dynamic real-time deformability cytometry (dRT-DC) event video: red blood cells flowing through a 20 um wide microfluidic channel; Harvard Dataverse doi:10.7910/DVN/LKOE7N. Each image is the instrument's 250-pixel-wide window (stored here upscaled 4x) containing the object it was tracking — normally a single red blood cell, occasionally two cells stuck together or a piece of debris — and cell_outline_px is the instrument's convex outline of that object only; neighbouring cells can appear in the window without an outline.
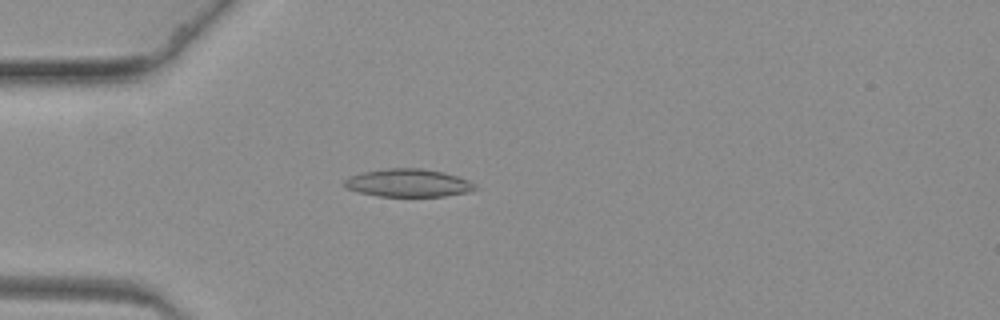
{"species": "common noctule bat (a hibernating species)", "species_latin": "Nyctalus noctula", "temperature_condition": "warm", "stored_images_in_passage": 62, "camera_frame_rate_fps": 3000, "um_per_image_px": 0.085, "animal": {"sex": "female", "body_mass_g": 19.3, "forearm_length_mm": 54.1}, "frame": {"image": 1, "passage_image": 17, "time_ms": 5.333, "image_size_px": [1000, 320], "cell_outline_px": [[480, 188], [472, 192], [444, 196], [380, 196], [356, 192], [344, 188], [344, 180], [348, 176], [364, 172], [388, 168], [420, 168], [444, 172], [468, 180], [476, 184]], "centroid_in_image_um": [34.72, 15.56], "position_along_channel_um": 50.3, "area_um2": 21.5}}
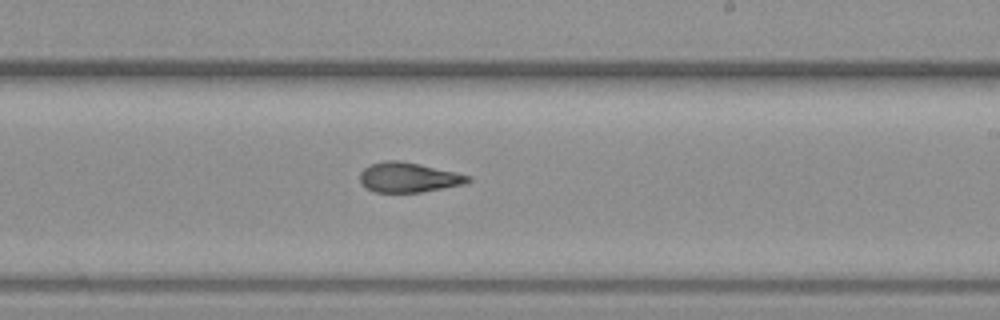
{"frame": {"image": 2, "passage_image": 37, "time_ms": 12.0, "image_size_px": [1000, 320], "cell_outline_px": [[472, 180], [468, 184], [420, 192], [372, 192], [360, 184], [360, 172], [364, 168], [372, 164], [384, 160], [400, 160], [420, 164], [456, 172], [472, 176]], "centroid_in_image_um": [34.75, 15.08], "position_along_channel_um": 254.3, "area_um2": 19.07}}
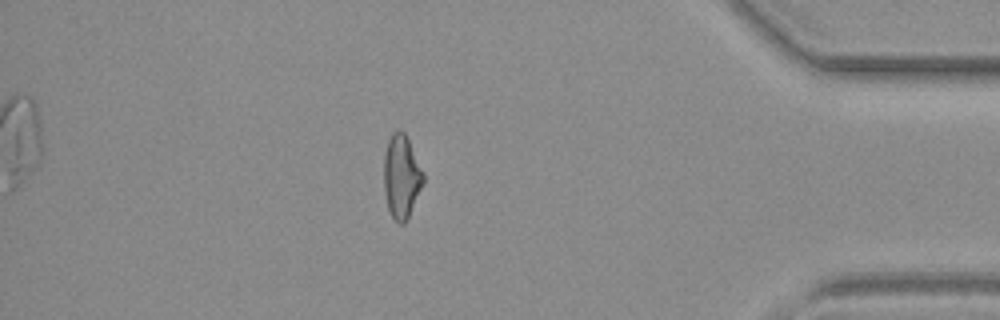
{"frame": {"image": 3, "passage_image": 54, "time_ms": 17.667, "image_size_px": [1000, 320], "cell_outline_px": [[424, 184], [408, 220], [404, 224], [396, 224], [388, 208], [384, 192], [384, 152], [388, 140], [392, 132], [404, 132], [424, 172]], "centroid_in_image_um": [34.13, 15.08], "position_along_channel_um": 401.1, "area_um2": 19.42}}